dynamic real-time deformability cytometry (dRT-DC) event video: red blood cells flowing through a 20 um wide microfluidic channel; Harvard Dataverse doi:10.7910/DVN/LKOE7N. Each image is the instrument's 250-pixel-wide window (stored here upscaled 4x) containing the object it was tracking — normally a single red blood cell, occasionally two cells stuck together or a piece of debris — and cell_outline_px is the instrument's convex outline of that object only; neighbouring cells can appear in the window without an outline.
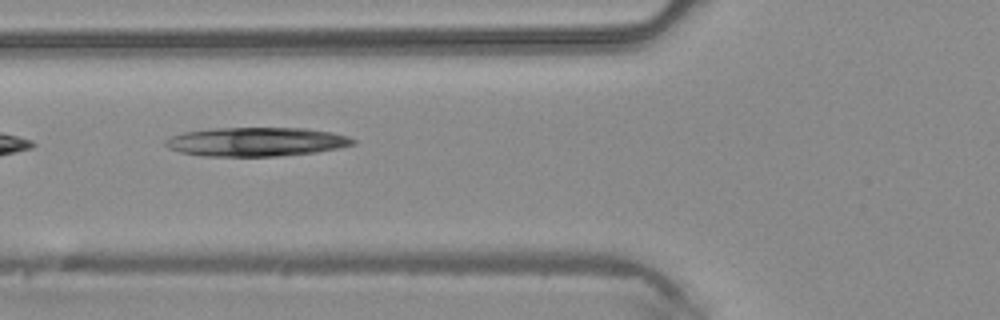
{"species": "common noctule bat (a hibernating species)", "species_latin": "Nyctalus noctula", "temperature_condition": "warm", "stored_images_in_passage": 4, "camera_frame_rate_fps": 3000, "um_per_image_px": 0.085, "animal": {"sex": "male", "body_mass_g": 20.4}, "frame": {"image": 1, "passage_image": 3, "time_ms": 0.667, "image_size_px": [1000, 320], "cell_outline_px": [[356, 144], [340, 148], [316, 152], [280, 156], [204, 156], [180, 152], [168, 148], [164, 144], [164, 140], [172, 136], [184, 132], [216, 128], [304, 128], [328, 132], [348, 136], [356, 140]], "centroid_in_image_um": [21.79, 12.06], "position_along_channel_um": 104.0, "area_um2": 31.62}}
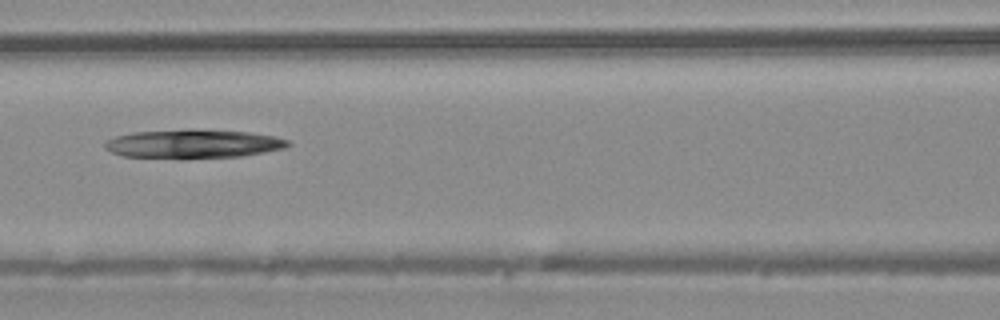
{"frame": {"image": 2, "passage_image": 4, "time_ms": 1.0, "image_size_px": [1000, 320], "cell_outline_px": [[292, 144], [284, 148], [264, 152], [240, 156], [124, 156], [112, 152], [104, 148], [104, 144], [108, 140], [116, 136], [132, 132], [192, 128], [248, 132], [272, 136], [288, 140]], "centroid_in_image_um": [16.43, 12.17], "position_along_channel_um": 150.2, "area_um2": 29.77}}